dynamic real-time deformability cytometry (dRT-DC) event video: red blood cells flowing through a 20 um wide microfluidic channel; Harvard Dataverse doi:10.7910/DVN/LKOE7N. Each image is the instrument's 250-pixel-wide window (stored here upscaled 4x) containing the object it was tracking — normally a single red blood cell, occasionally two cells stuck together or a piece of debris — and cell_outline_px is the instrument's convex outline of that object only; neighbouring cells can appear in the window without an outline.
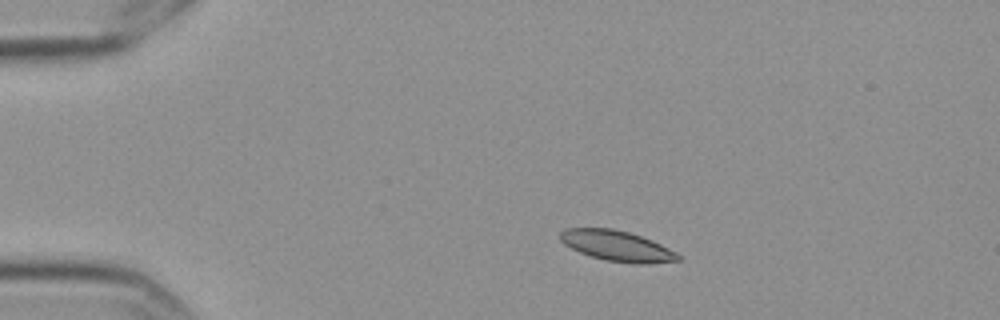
{"species": "Egyptian fruit bat (a non-hibernating species)", "species_latin": "Rousettus aegyptiacus", "temperature_condition": "cold", "stored_images_in_passage": 9, "camera_frame_rate_fps": 3000, "um_per_image_px": 0.085, "frame": {"image": 1, "passage_image": 1, "time_ms": 0.0, "image_size_px": [1000, 320], "cell_outline_px": [[680, 260], [644, 264], [636, 264], [604, 260], [580, 252], [564, 244], [560, 240], [560, 232], [564, 228], [612, 228], [628, 232], [652, 240], [676, 252], [680, 256]], "centroid_in_image_um": [52.43, 20.9], "position_along_channel_um": 32.6, "area_um2": 20.81}}
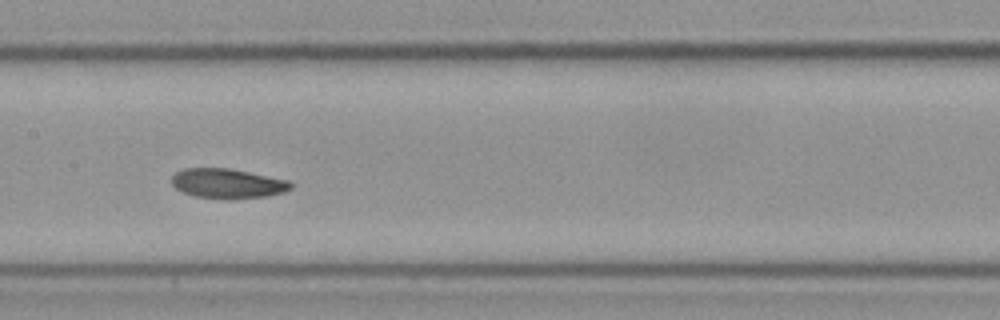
{"frame": {"image": 2, "passage_image": 6, "time_ms": 1.667, "image_size_px": [1000, 320], "cell_outline_px": [[292, 188], [284, 192], [268, 196], [232, 200], [224, 200], [192, 196], [176, 188], [172, 184], [172, 176], [176, 172], [184, 168], [228, 168], [288, 180], [292, 184]], "centroid_in_image_um": [19.34, 15.62], "position_along_channel_um": 188.1, "area_um2": 20.87}}
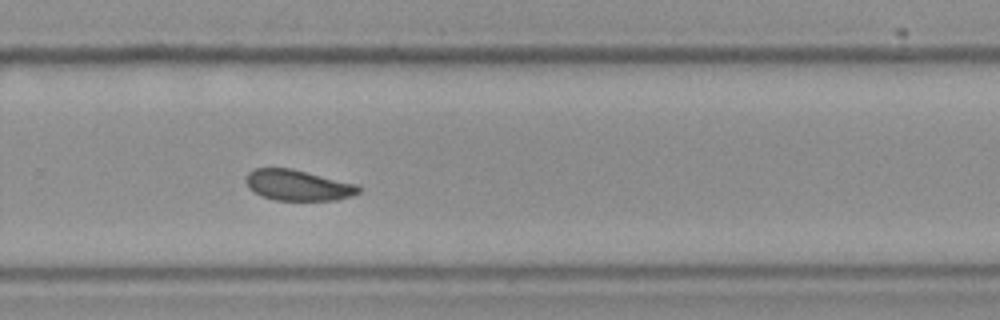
{"frame": {"image": 3, "passage_image": 9, "time_ms": 2.667, "image_size_px": [1000, 320], "cell_outline_px": [[360, 192], [352, 196], [336, 200], [272, 200], [248, 188], [244, 180], [248, 172], [256, 168], [292, 168], [356, 184], [360, 188]], "centroid_in_image_um": [25.31, 15.74], "position_along_channel_um": 304.5, "area_um2": 20.17}}